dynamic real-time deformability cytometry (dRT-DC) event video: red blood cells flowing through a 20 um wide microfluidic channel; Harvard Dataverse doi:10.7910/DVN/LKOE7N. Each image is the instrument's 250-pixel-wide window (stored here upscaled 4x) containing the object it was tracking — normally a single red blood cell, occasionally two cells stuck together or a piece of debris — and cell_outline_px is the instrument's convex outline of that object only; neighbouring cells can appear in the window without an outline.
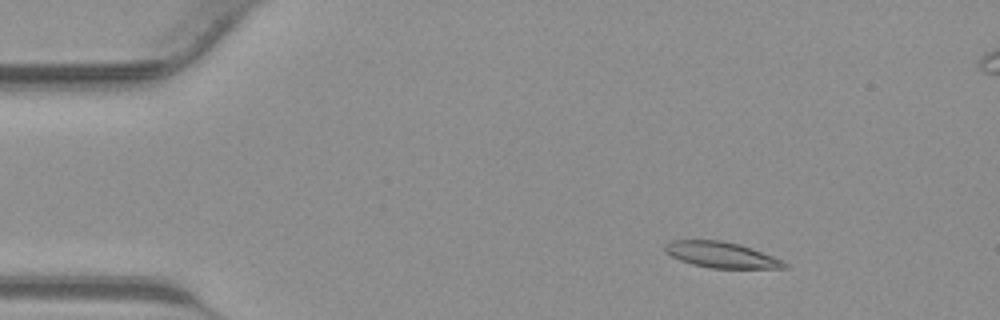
{"species": "common noctule bat (a hibernating species)", "species_latin": "Nyctalus noctula", "temperature_condition": "warm", "stored_images_in_passage": 39, "camera_frame_rate_fps": 3000, "um_per_image_px": 0.085, "animal": {"sex": "male", "body_mass_g": 23.1, "forearm_length_mm": 52.7}, "frame": {"image": 1, "passage_image": 2, "time_ms": 0.333, "image_size_px": [1000, 320], "cell_outline_px": [[788, 268], [712, 268], [692, 264], [680, 260], [664, 252], [664, 244], [672, 240], [720, 240], [740, 244], [752, 248], [772, 256], [788, 264]], "centroid_in_image_um": [61.28, 21.65], "position_along_channel_um": 23.7, "area_um2": 17.92}}
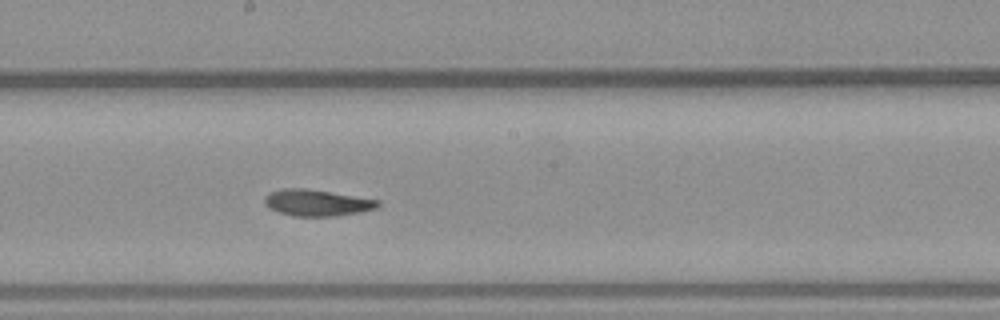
{"frame": {"image": 2, "passage_image": 19, "time_ms": 6.0, "image_size_px": [1000, 320], "cell_outline_px": [[380, 204], [376, 208], [360, 212], [336, 216], [292, 216], [268, 208], [264, 204], [264, 196], [268, 192], [284, 188], [304, 188], [380, 200]], "centroid_in_image_um": [26.89, 17.23], "position_along_channel_um": 221.3, "area_um2": 17.46}}
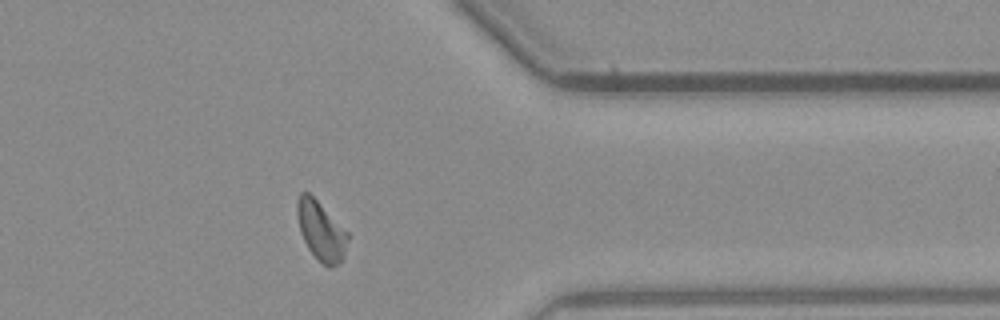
{"frame": {"image": 3, "passage_image": 30, "time_ms": 9.667, "image_size_px": [1000, 320], "cell_outline_px": [[348, 240], [344, 260], [340, 264], [332, 268], [328, 268], [308, 248], [300, 232], [296, 212], [296, 204], [300, 192], [308, 192], [348, 232]], "centroid_in_image_um": [27.3, 19.65], "position_along_channel_um": 384.1, "area_um2": 17.4}}